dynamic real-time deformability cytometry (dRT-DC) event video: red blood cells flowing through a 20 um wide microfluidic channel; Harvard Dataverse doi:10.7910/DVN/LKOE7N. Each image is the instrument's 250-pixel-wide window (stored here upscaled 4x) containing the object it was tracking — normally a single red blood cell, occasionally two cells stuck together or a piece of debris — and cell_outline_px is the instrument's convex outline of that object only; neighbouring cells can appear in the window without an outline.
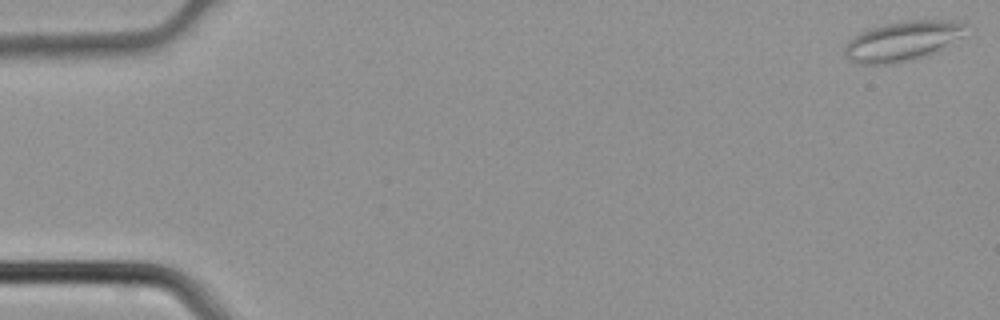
{"species": "common noctule bat (a hibernating species)", "species_latin": "Nyctalus noctula", "temperature_condition": "cold", "stored_images_in_passage": 4, "camera_frame_rate_fps": 3000, "um_per_image_px": 0.085, "animal": {"sex": "male", "body_mass_g": 21.5, "forearm_length_mm": 52.0}, "frame": {"image": 1, "passage_image": 1, "time_ms": 0.0, "image_size_px": [1000, 320], "cell_outline_px": [[968, 24], [964, 36], [936, 52], [924, 56], [908, 60], [888, 64], [856, 64], [848, 60], [844, 56], [844, 48], [848, 40], [860, 32], [884, 24], [908, 20], [948, 20]], "centroid_in_image_um": [76.7, 3.49], "position_along_channel_um": 8.3, "area_um2": 28.15}}